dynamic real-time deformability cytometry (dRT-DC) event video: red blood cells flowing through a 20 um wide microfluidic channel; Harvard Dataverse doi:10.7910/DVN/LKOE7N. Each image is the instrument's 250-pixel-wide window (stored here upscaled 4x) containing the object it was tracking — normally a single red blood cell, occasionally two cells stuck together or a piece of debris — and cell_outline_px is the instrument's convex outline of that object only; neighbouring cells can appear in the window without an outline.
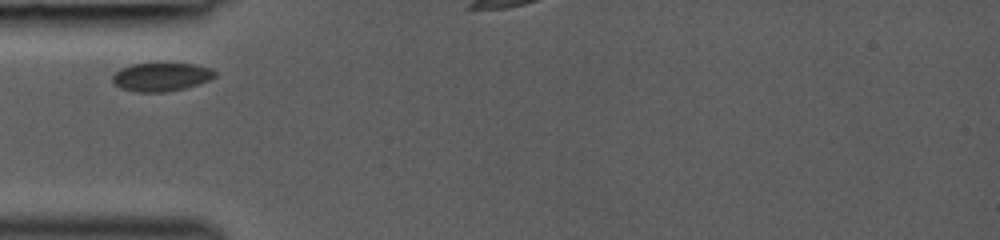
{"species": "common noctule bat (a hibernating species)", "species_latin": "Nyctalus noctula", "temperature_condition": "room temperature", "stored_images_in_passage": 3, "segment_of_instrument_passage": [1, 2], "camera_frame_rate_fps": 3000, "um_per_image_px": 0.085, "animal": {"sex": "female", "body_mass_g": 19.0, "forearm_length_mm": 53.3}, "frame": {"image": 1, "passage_image": 1, "time_ms": 0.0, "image_size_px": [1000, 240], "cell_outline_px": [[216, 76], [208, 80], [184, 88], [164, 92], [136, 92], [120, 88], [112, 80], [112, 76], [120, 68], [132, 64], [196, 64], [212, 68], [216, 72]], "centroid_in_image_um": [13.7, 6.54], "position_along_channel_um": 71.3, "area_um2": 16.82}}